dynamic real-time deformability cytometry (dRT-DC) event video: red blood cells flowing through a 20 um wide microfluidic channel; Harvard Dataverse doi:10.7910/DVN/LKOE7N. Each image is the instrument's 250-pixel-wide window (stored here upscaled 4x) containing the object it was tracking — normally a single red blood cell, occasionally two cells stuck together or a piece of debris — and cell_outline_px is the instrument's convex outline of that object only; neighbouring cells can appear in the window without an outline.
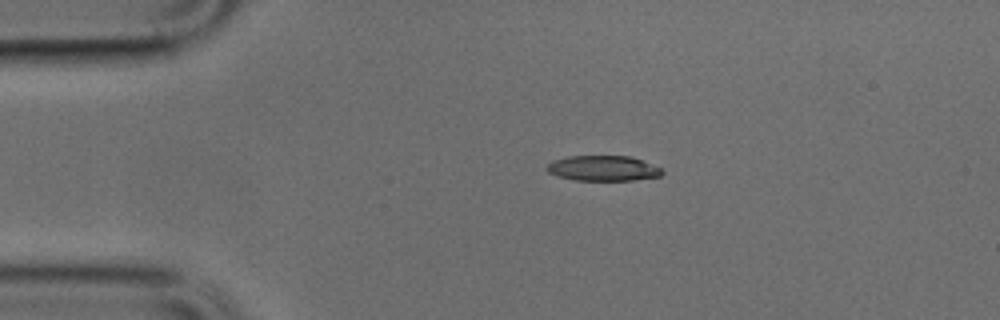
{"species": "common noctule bat (a hibernating species)", "species_latin": "Nyctalus noctula", "temperature_condition": "cold", "stored_images_in_passage": 41, "camera_frame_rate_fps": 3000, "um_per_image_px": 0.085, "animal": {"sex": "male", "body_mass_g": 17.9, "forearm_length_mm": 54.2}, "frame": {"image": 1, "passage_image": 1, "time_ms": 0.0, "image_size_px": [1000, 320], "cell_outline_px": [[664, 172], [660, 176], [632, 180], [576, 180], [556, 176], [548, 172], [544, 168], [552, 160], [568, 156], [632, 156], [660, 168]], "centroid_in_image_um": [51.21, 14.3], "position_along_channel_um": 33.8, "area_um2": 16.99}}
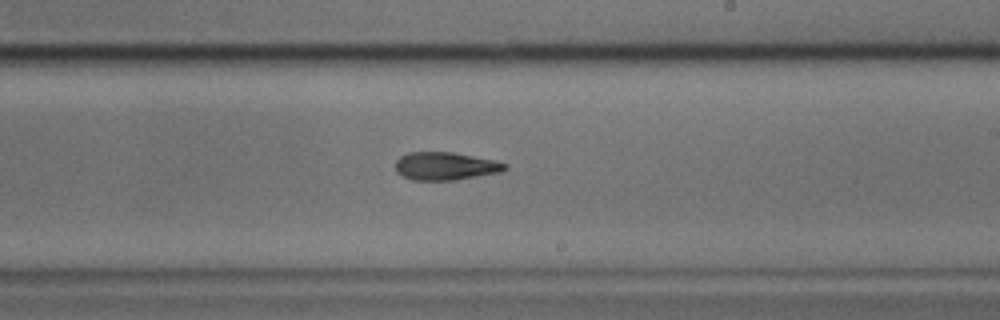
{"frame": {"image": 2, "passage_image": 20, "time_ms": 6.333, "image_size_px": [1000, 320], "cell_outline_px": [[508, 168], [500, 172], [452, 180], [412, 180], [396, 172], [396, 160], [400, 156], [408, 152], [452, 152], [496, 160], [508, 164]], "centroid_in_image_um": [37.86, 14.11], "position_along_channel_um": 251.1, "area_um2": 17.8}}
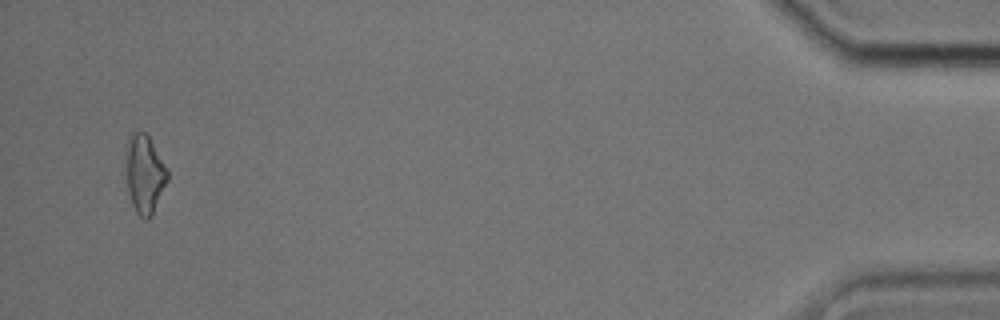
{"frame": {"image": 3, "passage_image": 39, "time_ms": 12.667, "image_size_px": [1000, 320], "cell_outline_px": [[168, 180], [152, 216], [148, 220], [144, 220], [136, 212], [132, 204], [128, 188], [128, 136], [136, 132], [144, 132], [148, 136], [168, 168]], "centroid_in_image_um": [12.35, 14.84], "position_along_channel_um": 422.9, "area_um2": 18.5}}